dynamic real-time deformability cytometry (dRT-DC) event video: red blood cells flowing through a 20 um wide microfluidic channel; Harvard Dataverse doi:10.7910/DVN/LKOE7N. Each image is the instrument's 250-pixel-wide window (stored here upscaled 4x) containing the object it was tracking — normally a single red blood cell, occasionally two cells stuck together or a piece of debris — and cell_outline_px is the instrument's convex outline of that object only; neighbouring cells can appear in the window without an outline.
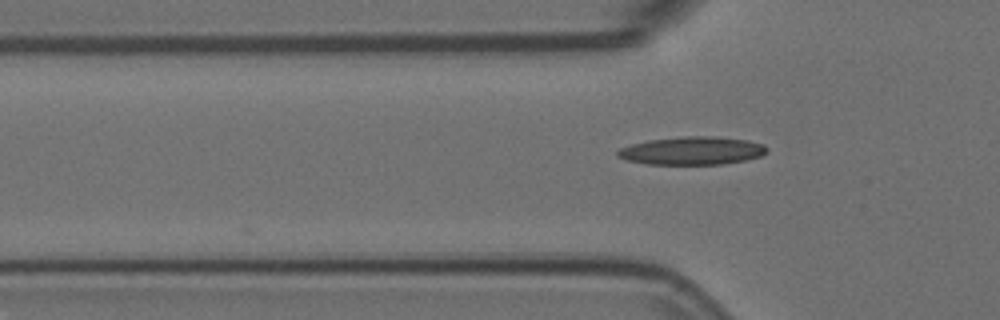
{"species": "Egyptian fruit bat (a non-hibernating species)", "species_latin": "Rousettus aegyptiacus", "temperature_condition": "room temperature", "stored_images_in_passage": 4, "camera_frame_rate_fps": 3000, "um_per_image_px": 0.085, "animal": {"sex": "female"}, "frame": {"image": 1, "passage_image": 4, "time_ms": 1.0, "image_size_px": [1000, 320], "cell_outline_px": [[768, 152], [760, 156], [744, 160], [720, 164], [644, 164], [624, 160], [616, 156], [616, 152], [620, 148], [632, 144], [648, 140], [684, 136], [716, 136], [748, 140], [764, 144], [768, 148]], "centroid_in_image_um": [58.81, 12.81], "position_along_channel_um": 67.0, "area_um2": 24.57}}